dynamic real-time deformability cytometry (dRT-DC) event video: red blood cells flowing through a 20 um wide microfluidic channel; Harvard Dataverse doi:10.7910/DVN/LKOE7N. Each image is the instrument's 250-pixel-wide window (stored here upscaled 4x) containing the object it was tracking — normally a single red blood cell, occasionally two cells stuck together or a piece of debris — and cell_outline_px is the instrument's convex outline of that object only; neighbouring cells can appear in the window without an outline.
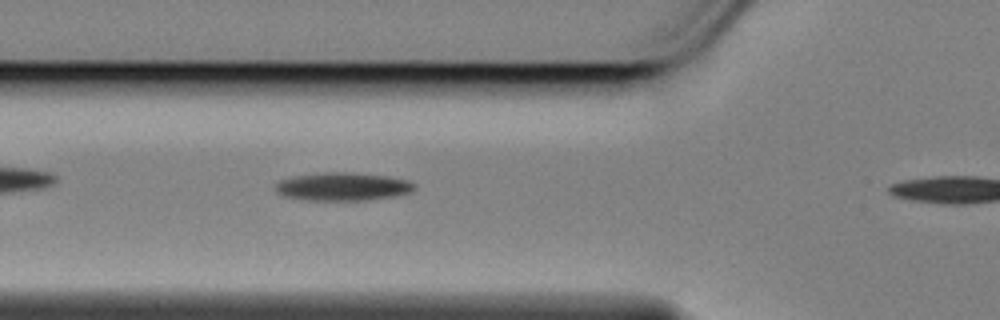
{"species": "Egyptian fruit bat (a non-hibernating species)", "species_latin": "Rousettus aegyptiacus", "temperature_condition": "cold", "stored_images_in_passage": 6, "camera_frame_rate_fps": 3000, "um_per_image_px": 0.085, "animal": {"sex": "female"}, "frame": {"image": 1, "passage_image": 5, "time_ms": 1.333, "image_size_px": [1000, 320], "cell_outline_px": [[416, 188], [408, 192], [392, 196], [364, 200], [304, 200], [284, 196], [276, 192], [276, 184], [280, 180], [296, 176], [324, 172], [348, 172], [388, 176], [408, 180], [416, 184]], "centroid_in_image_um": [29.12, 15.85], "position_along_channel_um": 96.7, "area_um2": 22.6}}